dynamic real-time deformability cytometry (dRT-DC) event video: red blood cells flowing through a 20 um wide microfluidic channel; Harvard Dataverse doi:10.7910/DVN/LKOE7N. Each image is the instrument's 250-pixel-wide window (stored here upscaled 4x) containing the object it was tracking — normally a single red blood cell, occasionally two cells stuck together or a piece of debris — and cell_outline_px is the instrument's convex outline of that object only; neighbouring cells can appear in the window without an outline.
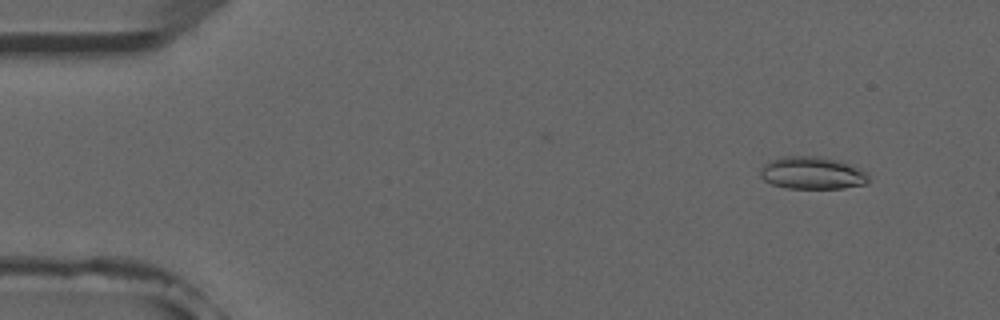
{"species": "common noctule bat (a hibernating species)", "species_latin": "Nyctalus noctula", "temperature_condition": "room temperature", "stored_images_in_passage": 5, "camera_frame_rate_fps": 3000, "um_per_image_px": 0.085, "animal": {"sex": "male", "forearm_length_mm": 52.5}, "frame": {"image": 1, "passage_image": 2, "time_ms": 1.0, "image_size_px": [1000, 320], "cell_outline_px": [[868, 184], [844, 188], [784, 188], [772, 184], [764, 180], [760, 176], [760, 172], [764, 164], [768, 160], [780, 156], [820, 156], [852, 164], [864, 168], [868, 176]], "centroid_in_image_um": [69.06, 14.69], "position_along_channel_um": 15.9, "area_um2": 20.87}}